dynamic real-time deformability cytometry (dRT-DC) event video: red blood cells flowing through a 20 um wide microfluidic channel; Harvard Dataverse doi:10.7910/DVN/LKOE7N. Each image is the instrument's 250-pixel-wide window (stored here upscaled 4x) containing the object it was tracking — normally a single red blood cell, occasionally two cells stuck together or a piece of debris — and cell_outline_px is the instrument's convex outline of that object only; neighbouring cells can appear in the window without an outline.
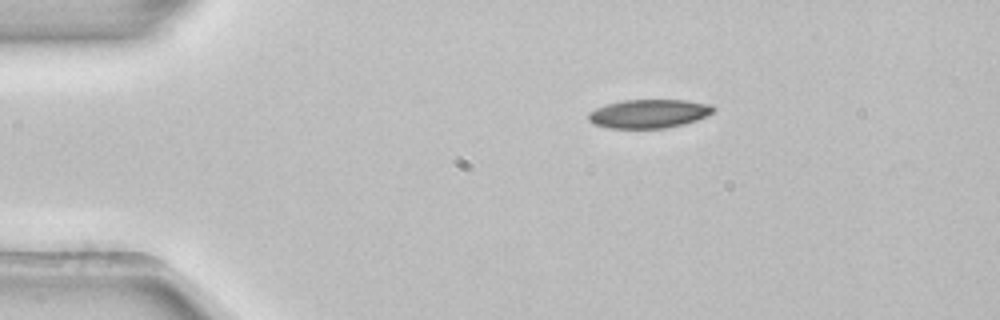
{"species": "common noctule bat (a hibernating species)", "species_latin": "Nyctalus noctula", "temperature_condition": "room temperature", "stored_images_in_passage": 2, "camera_frame_rate_fps": 3000, "um_per_image_px": 0.085, "animal": {"sex": "female", "body_mass_g": 22.7, "forearm_length_mm": 54.2}, "frame": {"image": 1, "passage_image": 1, "time_ms": 0.0, "image_size_px": [1000, 320], "cell_outline_px": [[716, 108], [708, 116], [684, 124], [668, 128], [608, 128], [592, 124], [588, 120], [588, 112], [596, 108], [608, 104], [624, 100], [684, 100], [712, 104]], "centroid_in_image_um": [55.16, 9.67], "position_along_channel_um": 29.8, "area_um2": 21.04}}